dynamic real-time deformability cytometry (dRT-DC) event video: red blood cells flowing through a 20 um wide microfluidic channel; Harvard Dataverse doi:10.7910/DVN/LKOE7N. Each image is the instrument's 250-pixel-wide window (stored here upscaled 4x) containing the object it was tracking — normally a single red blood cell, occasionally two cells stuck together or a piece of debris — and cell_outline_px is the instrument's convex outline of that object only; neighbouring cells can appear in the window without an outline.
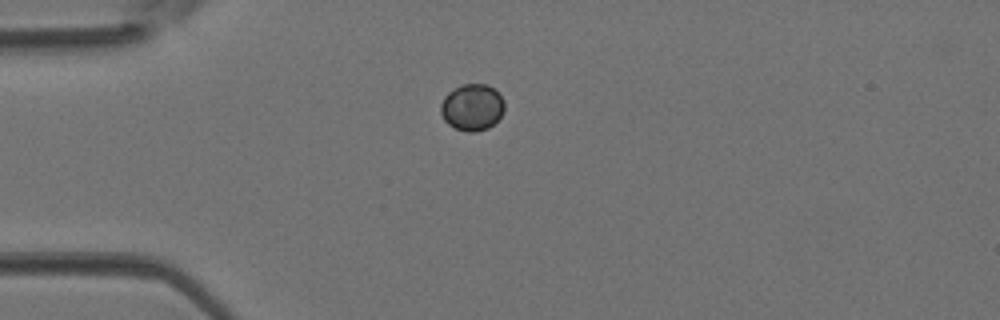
{"species": "Egyptian fruit bat (a non-hibernating species)", "species_latin": "Rousettus aegyptiacus", "temperature_condition": "room temperature", "stored_images_in_passage": 1, "camera_frame_rate_fps": 3000, "um_per_image_px": 0.085, "animal": {"sex": "female"}, "frame": {"image": 1, "passage_image": 1, "time_ms": 0.0, "image_size_px": [1000, 320], "cell_outline_px": [[504, 112], [488, 128], [476, 132], [468, 132], [456, 128], [448, 124], [444, 120], [440, 112], [440, 104], [444, 96], [448, 92], [460, 84], [488, 84], [504, 100]], "centroid_in_image_um": [40.1, 9.11], "position_along_channel_um": 44.9, "area_um2": 17.34}}